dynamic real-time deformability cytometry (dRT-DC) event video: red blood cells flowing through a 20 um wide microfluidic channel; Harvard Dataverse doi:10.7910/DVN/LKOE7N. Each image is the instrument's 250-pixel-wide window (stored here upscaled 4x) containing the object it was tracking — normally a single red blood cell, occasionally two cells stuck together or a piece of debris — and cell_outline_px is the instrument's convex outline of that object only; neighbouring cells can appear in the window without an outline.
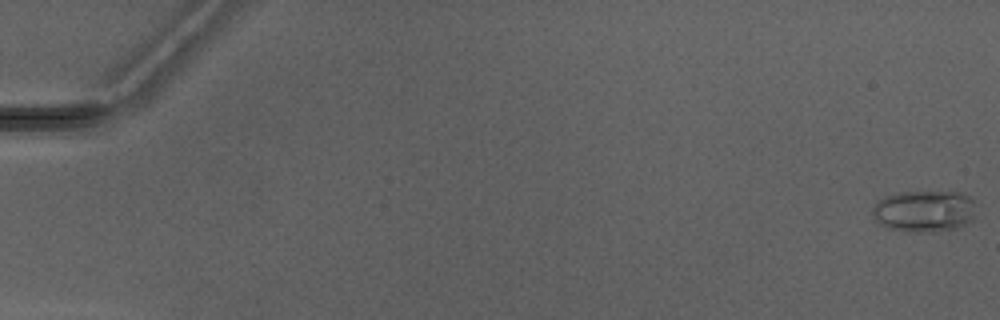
{"species": "Egyptian fruit bat (a non-hibernating species)", "species_latin": "Rousettus aegyptiacus", "temperature_condition": "warm", "stored_images_in_passage": 6, "camera_frame_rate_fps": 3000, "um_per_image_px": 0.085, "animal": {"sex": "male"}, "frame": {"image": 1, "passage_image": 1, "time_ms": 0.0, "image_size_px": [1000, 320], "cell_outline_px": [[972, 220], [956, 228], [936, 232], [904, 232], [888, 228], [880, 224], [872, 216], [872, 208], [880, 200], [888, 196], [900, 192], [964, 192], [972, 196]], "centroid_in_image_um": [78.54, 17.96], "position_along_channel_um": 6.5, "area_um2": 25.09}}